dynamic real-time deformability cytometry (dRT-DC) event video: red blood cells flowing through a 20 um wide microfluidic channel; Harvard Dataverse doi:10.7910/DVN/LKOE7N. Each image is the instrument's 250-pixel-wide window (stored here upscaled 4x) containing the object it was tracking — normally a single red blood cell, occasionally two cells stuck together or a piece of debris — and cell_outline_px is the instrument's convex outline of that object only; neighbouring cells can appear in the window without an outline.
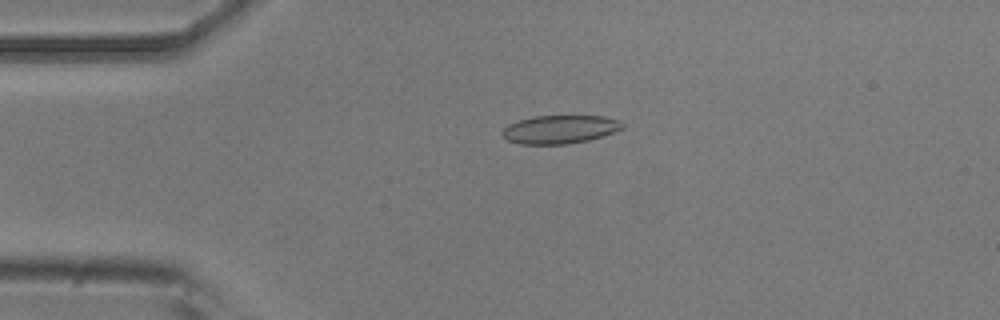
{"species": "common noctule bat (a hibernating species)", "species_latin": "Nyctalus noctula", "temperature_condition": "room temperature", "stored_images_in_passage": 4, "camera_frame_rate_fps": 3000, "um_per_image_px": 0.085, "animal": {"sex": "male", "body_mass_g": 20.5, "forearm_length_mm": 52.5}, "frame": {"image": 1, "passage_image": 3, "time_ms": 0.667, "image_size_px": [1000, 320], "cell_outline_px": [[624, 128], [604, 136], [588, 140], [568, 144], [520, 144], [508, 140], [504, 136], [504, 128], [508, 124], [520, 120], [536, 116], [604, 116], [620, 120], [624, 124]], "centroid_in_image_um": [47.65, 10.99], "position_along_channel_um": 37.3, "area_um2": 19.77}}